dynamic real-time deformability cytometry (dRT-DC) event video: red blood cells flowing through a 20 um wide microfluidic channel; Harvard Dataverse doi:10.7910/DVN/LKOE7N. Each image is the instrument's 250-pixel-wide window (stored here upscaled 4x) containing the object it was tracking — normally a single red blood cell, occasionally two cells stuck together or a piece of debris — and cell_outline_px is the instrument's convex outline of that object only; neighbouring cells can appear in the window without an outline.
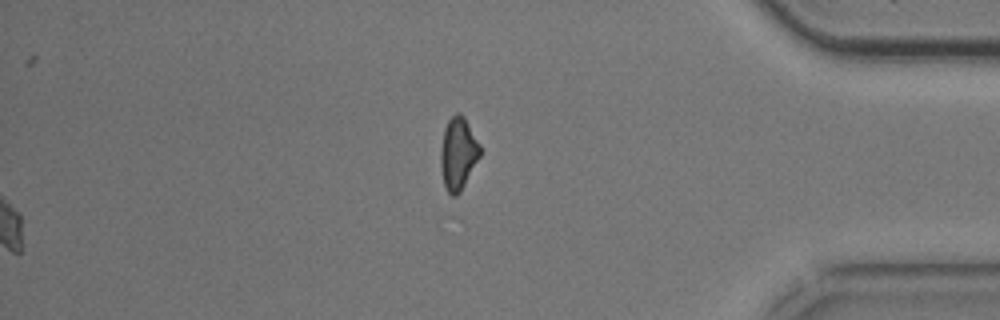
{"species": "common noctule bat (a hibernating species)", "species_latin": "Nyctalus noctula", "temperature_condition": "cold", "stored_images_in_passage": 52, "segment_of_instrument_passage": [2, 2], "camera_frame_rate_fps": 3000, "um_per_image_px": 0.085, "animal": {"sex": "male", "body_mass_g": 20.5, "forearm_length_mm": 52.5}, "frame": {"image": 1, "passage_image": 52, "time_ms": 17.0, "image_size_px": [1000, 320], "cell_outline_px": [[480, 156], [460, 192], [456, 196], [452, 196], [444, 188], [440, 164], [440, 148], [444, 128], [448, 120], [456, 112], [460, 112], [464, 116], [480, 144]], "centroid_in_image_um": [38.92, 13.04], "position_along_channel_um": 396.3, "area_um2": 16.76}}